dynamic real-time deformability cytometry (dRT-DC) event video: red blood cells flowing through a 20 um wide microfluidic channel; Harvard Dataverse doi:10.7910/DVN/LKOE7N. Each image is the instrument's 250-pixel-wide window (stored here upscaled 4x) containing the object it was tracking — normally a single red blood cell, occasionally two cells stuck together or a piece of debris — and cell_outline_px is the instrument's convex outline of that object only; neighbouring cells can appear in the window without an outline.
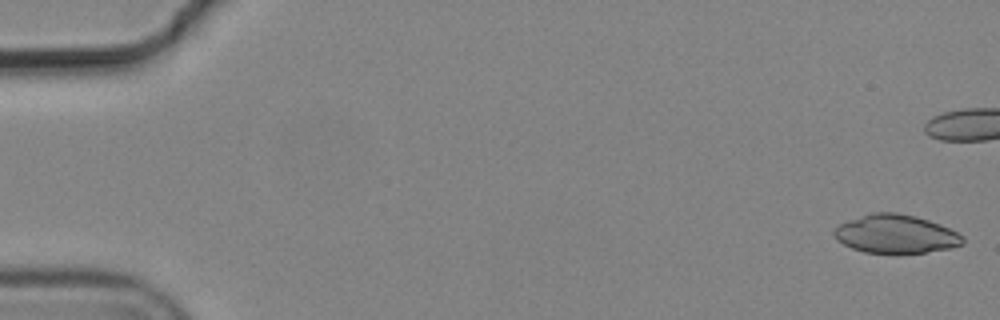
{"species": "common noctule bat (a hibernating species)", "species_latin": "Nyctalus noctula", "temperature_condition": "cold", "stored_images_in_passage": 11, "camera_frame_rate_fps": 3000, "um_per_image_px": 0.085, "animal": {"sex": "male", "body_mass_g": 19.2, "forearm_length_mm": 51.8}, "frame": {"image": 1, "passage_image": 1, "time_ms": 0.0, "image_size_px": [1000, 320], "cell_outline_px": [[964, 244], [952, 248], [900, 256], [896, 256], [864, 252], [852, 248], [836, 240], [832, 232], [840, 224], [848, 220], [872, 212], [896, 212], [916, 216], [940, 224], [964, 236]], "centroid_in_image_um": [76.14, 19.93], "position_along_channel_um": 8.9, "area_um2": 29.65}}
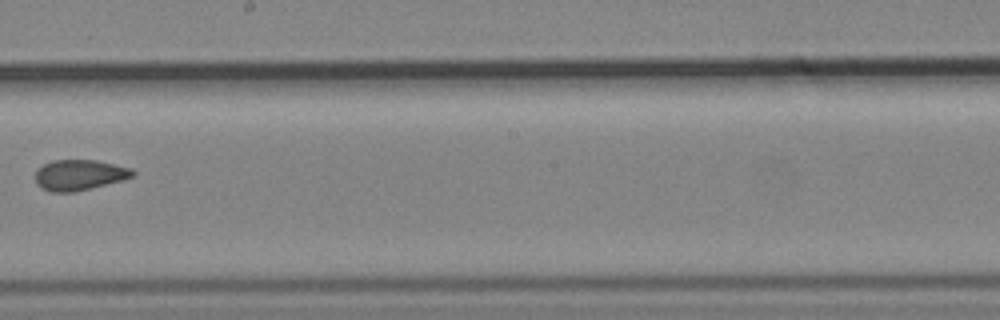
{"frame": {"image": 2, "passage_image": 11, "time_ms": 3.333, "image_size_px": [1000, 320], "cell_outline_px": [[136, 172], [132, 176], [124, 180], [72, 192], [52, 192], [40, 188], [36, 184], [36, 168], [52, 160], [96, 160], [132, 168]], "centroid_in_image_um": [6.73, 14.86], "position_along_channel_um": 241.5, "area_um2": 17.4}}